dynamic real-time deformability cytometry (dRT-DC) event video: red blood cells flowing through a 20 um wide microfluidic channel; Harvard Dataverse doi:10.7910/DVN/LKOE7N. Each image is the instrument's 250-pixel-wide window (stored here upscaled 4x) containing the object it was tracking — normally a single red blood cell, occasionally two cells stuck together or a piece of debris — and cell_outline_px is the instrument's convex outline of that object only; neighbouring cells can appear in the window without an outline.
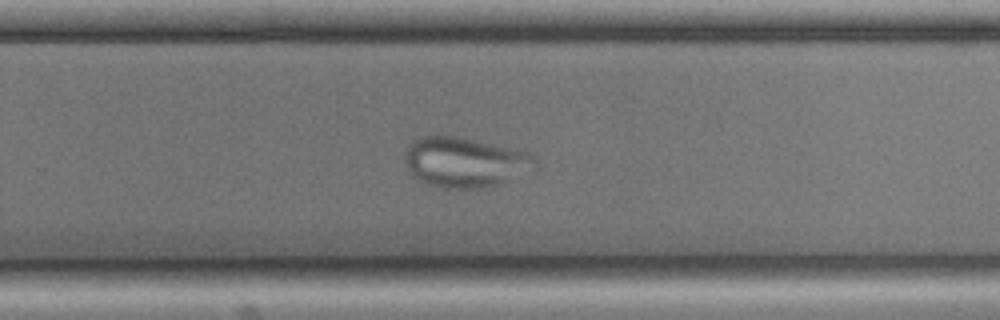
{"species": "common noctule bat (a hibernating species)", "species_latin": "Nyctalus noctula", "temperature_condition": "cold", "stored_images_in_passage": 39, "camera_frame_rate_fps": 3000, "um_per_image_px": 0.085, "animal": {"sex": "male", "body_mass_g": 17.9, "forearm_length_mm": 54.2}, "frame": {"image": 1, "passage_image": 20, "time_ms": 6.333, "image_size_px": [1000, 320], "cell_outline_px": [[536, 168], [500, 184], [484, 188], [440, 188], [428, 184], [412, 176], [404, 160], [404, 152], [420, 136], [452, 136], [472, 140], [528, 152], [536, 160]], "centroid_in_image_um": [39.5, 13.81], "position_along_channel_um": 290.3, "area_um2": 37.57}}